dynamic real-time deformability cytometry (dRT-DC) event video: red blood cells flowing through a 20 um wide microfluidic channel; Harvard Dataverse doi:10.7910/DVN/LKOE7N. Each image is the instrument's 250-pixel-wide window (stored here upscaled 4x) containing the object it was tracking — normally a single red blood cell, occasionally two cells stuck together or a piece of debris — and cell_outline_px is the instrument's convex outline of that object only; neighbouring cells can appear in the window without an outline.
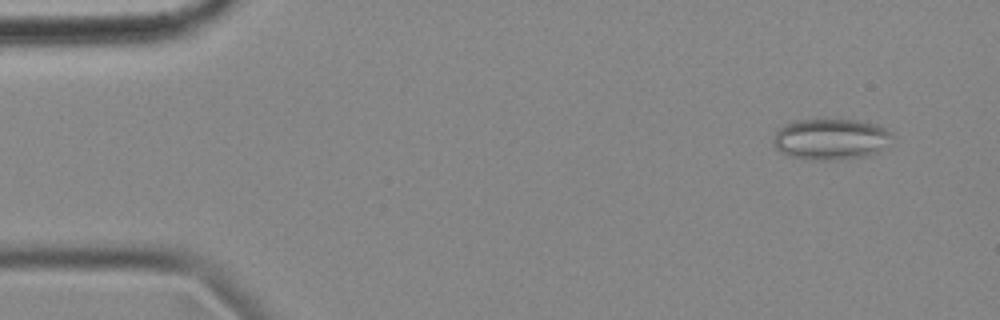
{"species": "common noctule bat (a hibernating species)", "species_latin": "Nyctalus noctula", "temperature_condition": "cold", "stored_images_in_passage": 56, "camera_frame_rate_fps": 3000, "um_per_image_px": 0.085, "animal": {"sex": "female", "body_mass_g": 18.4}, "frame": {"image": 1, "passage_image": 4, "time_ms": 1.0, "image_size_px": [1000, 320], "cell_outline_px": [[892, 144], [880, 152], [868, 156], [844, 160], [808, 160], [792, 156], [780, 152], [772, 144], [772, 140], [776, 132], [780, 128], [792, 120], [856, 120], [880, 124], [892, 132]], "centroid_in_image_um": [70.69, 11.84], "position_along_channel_um": 14.3, "area_um2": 29.19}}
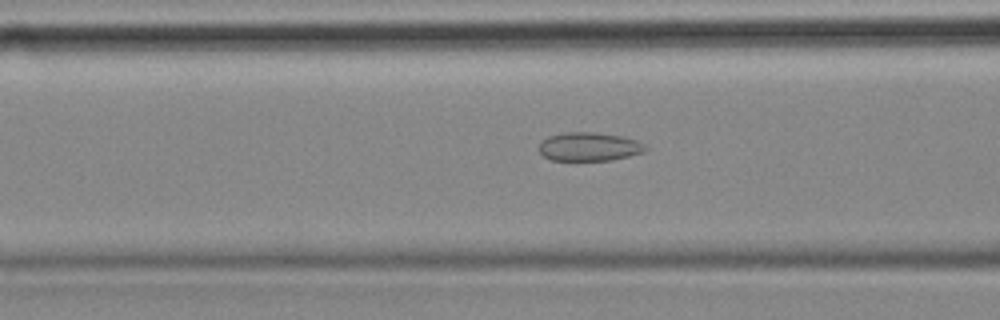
{"frame": {"image": 2, "passage_image": 21, "time_ms": 6.667, "image_size_px": [1000, 320], "cell_outline_px": [[648, 148], [644, 152], [612, 160], [552, 160], [544, 156], [540, 152], [540, 144], [548, 136], [564, 132], [596, 132], [624, 136], [636, 140], [644, 144]], "centroid_in_image_um": [50.11, 12.46], "position_along_channel_um": 116.5, "area_um2": 17.74}}
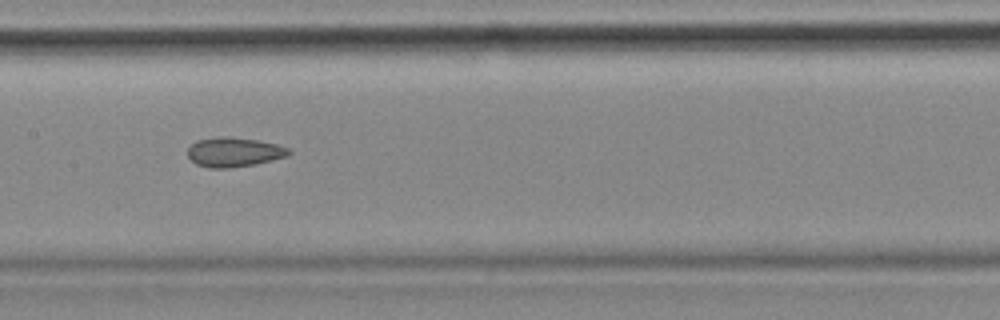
{"frame": {"image": 3, "passage_image": 27, "time_ms": 8.667, "image_size_px": [1000, 320], "cell_outline_px": [[292, 152], [288, 156], [256, 164], [228, 168], [208, 168], [196, 164], [188, 156], [188, 148], [196, 140], [220, 136], [232, 136], [256, 140], [276, 144], [288, 148]], "centroid_in_image_um": [19.88, 12.92], "position_along_channel_um": 187.5, "area_um2": 17.46}, "authors_computed_cell_mechanics": {"area_um2": 18.6405, "velocity_mm_per_s": 3.5461, "shape_relaxation_time_tau1_ms": null, "shape_relaxation_time_tau2_ms": 3.0698, "deformation_change_tau1": null, "deformation_change_tau2": 0.0963}}